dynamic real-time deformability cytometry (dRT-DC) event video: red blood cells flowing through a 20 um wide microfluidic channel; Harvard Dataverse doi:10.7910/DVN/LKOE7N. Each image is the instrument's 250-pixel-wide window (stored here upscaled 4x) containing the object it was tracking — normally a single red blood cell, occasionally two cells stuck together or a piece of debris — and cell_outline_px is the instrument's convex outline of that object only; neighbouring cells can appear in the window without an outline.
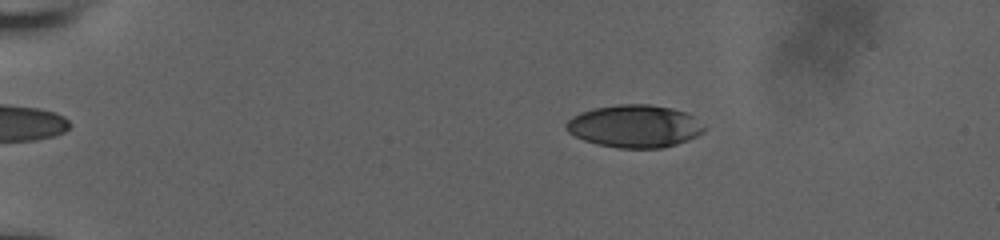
{"species": "human", "species_latin": "Homo sapiens", "temperature_condition": "room temperature", "stored_images_in_passage": 57, "camera_frame_rate_fps": 3000, "um_per_image_px": 0.085, "donor": {"sex": "male"}, "frame": {"image": 1, "passage_image": 12, "time_ms": 3.667, "image_size_px": [1000, 240], "cell_outline_px": [[704, 132], [688, 140], [676, 144], [660, 148], [620, 148], [600, 144], [584, 140], [568, 132], [564, 128], [564, 124], [572, 116], [580, 112], [596, 108], [620, 104], [648, 104], [672, 108], [688, 112], [704, 128]], "centroid_in_image_um": [53.92, 10.72], "position_along_channel_um": 31.1, "area_um2": 34.04}}
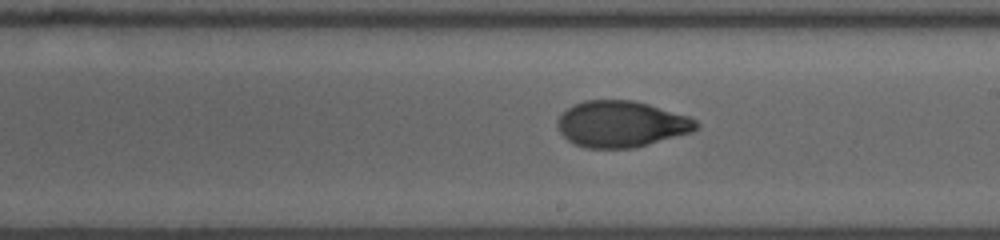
{"frame": {"image": 2, "passage_image": 35, "time_ms": 11.333, "image_size_px": [1000, 240], "cell_outline_px": [[700, 128], [692, 132], [632, 148], [584, 148], [568, 140], [560, 132], [556, 124], [556, 120], [568, 108], [584, 100], [636, 100], [688, 116], [696, 120], [700, 124]], "centroid_in_image_um": [52.82, 10.54], "position_along_channel_um": 236.2, "area_um2": 37.34}}
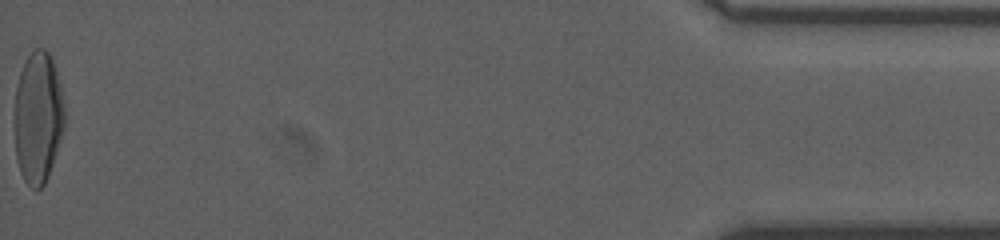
{"frame": {"image": 3, "passage_image": 57, "time_ms": 18.667, "image_size_px": [1000, 240], "cell_outline_px": [[64, 128], [48, 176], [44, 184], [40, 188], [32, 188], [24, 180], [20, 172], [16, 160], [16, 88], [20, 72], [24, 60], [36, 48], [44, 48], [48, 52], [52, 60], [60, 84], [64, 104]], "centroid_in_image_um": [3.24, 9.98], "position_along_channel_um": 432.0, "area_um2": 37.92}, "authors_computed_cell_mechanics": {"area_um2": 36.8186, "velocity_mm_per_s": 3.8561, "shape_relaxation_time_tau1_ms": 6.0985, "shape_relaxation_time_tau2_ms": 1.1958, "deformation_change_tau1": 0.2298, "deformation_change_tau2": 0.0526}}